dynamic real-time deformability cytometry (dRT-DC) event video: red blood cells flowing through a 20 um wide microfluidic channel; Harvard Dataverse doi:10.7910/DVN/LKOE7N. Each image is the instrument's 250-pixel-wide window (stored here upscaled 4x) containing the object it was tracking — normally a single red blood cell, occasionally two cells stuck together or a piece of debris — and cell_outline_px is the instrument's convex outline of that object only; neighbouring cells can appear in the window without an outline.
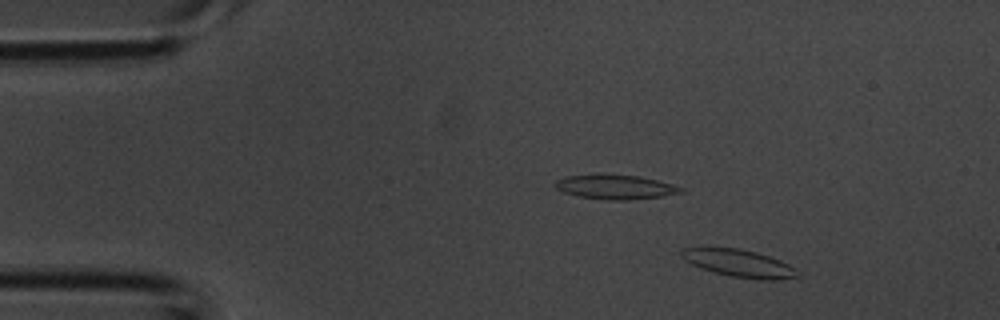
{"species": "common noctule bat (a hibernating species)", "species_latin": "Nyctalus noctula", "temperature_condition": "room temperature", "stored_images_in_passage": 5, "camera_frame_rate_fps": 3000, "um_per_image_px": 0.085, "animal": {"sex": "male", "body_mass_g": 20.1, "forearm_length_mm": 53.5}, "frame": {"image": 1, "passage_image": 3, "time_ms": 0.667, "image_size_px": [1000, 320], "cell_outline_px": [[796, 276], [776, 280], [764, 280], [732, 276], [716, 272], [692, 264], [684, 260], [680, 256], [680, 252], [684, 248], [704, 244], [740, 248], [756, 252], [780, 260], [796, 268]], "centroid_in_image_um": [62.7, 22.31], "position_along_channel_um": 22.3, "area_um2": 18.9}}